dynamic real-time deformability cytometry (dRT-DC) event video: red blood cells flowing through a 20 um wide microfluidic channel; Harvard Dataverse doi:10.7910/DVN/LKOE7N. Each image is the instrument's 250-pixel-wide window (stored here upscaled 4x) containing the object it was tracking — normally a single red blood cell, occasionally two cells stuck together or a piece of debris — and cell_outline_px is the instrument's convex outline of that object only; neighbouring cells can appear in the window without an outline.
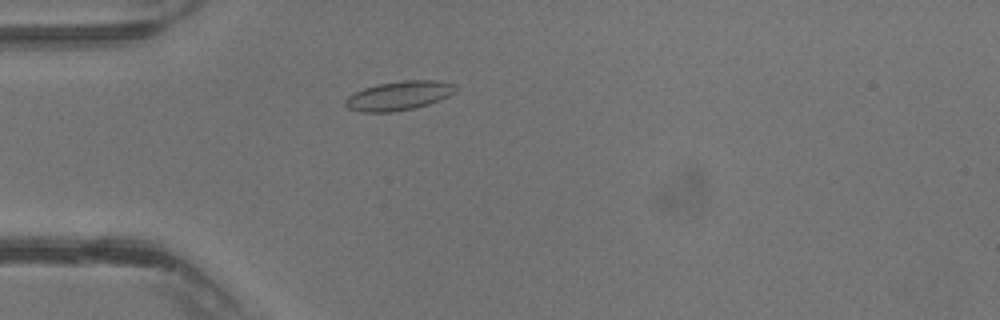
{"species": "common noctule bat (a hibernating species)", "species_latin": "Nyctalus noctula", "temperature_condition": "warm", "stored_images_in_passage": 36, "camera_frame_rate_fps": 3000, "um_per_image_px": 0.085, "animal": {"sex": "male", "body_mass_g": 13.3}, "frame": {"image": 1, "passage_image": 8, "time_ms": 2.333, "image_size_px": [1000, 320], "cell_outline_px": [[456, 92], [440, 100], [428, 104], [412, 108], [392, 112], [360, 112], [348, 108], [344, 104], [344, 100], [348, 96], [364, 88], [376, 84], [404, 80], [436, 80], [456, 84]], "centroid_in_image_um": [33.91, 8.12], "position_along_channel_um": 51.1, "area_um2": 18.73}}
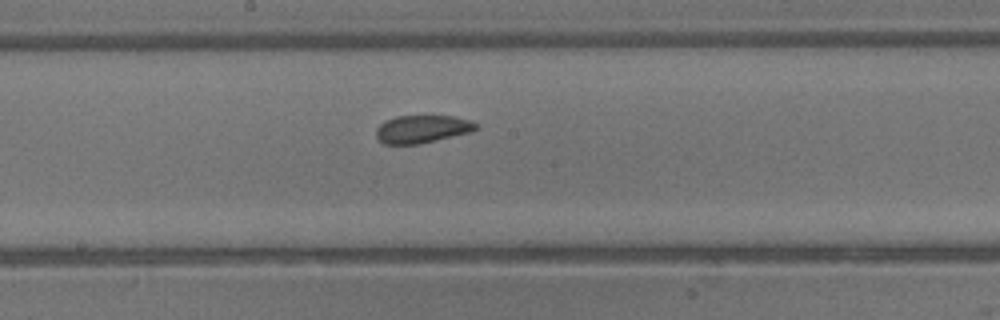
{"frame": {"image": 2, "passage_image": 18, "time_ms": 5.667, "image_size_px": [1000, 320], "cell_outline_px": [[480, 128], [472, 132], [420, 144], [384, 144], [376, 136], [376, 128], [384, 120], [396, 116], [452, 116], [472, 120]], "centroid_in_image_um": [35.9, 10.97], "position_along_channel_um": 212.3, "area_um2": 16.36}}
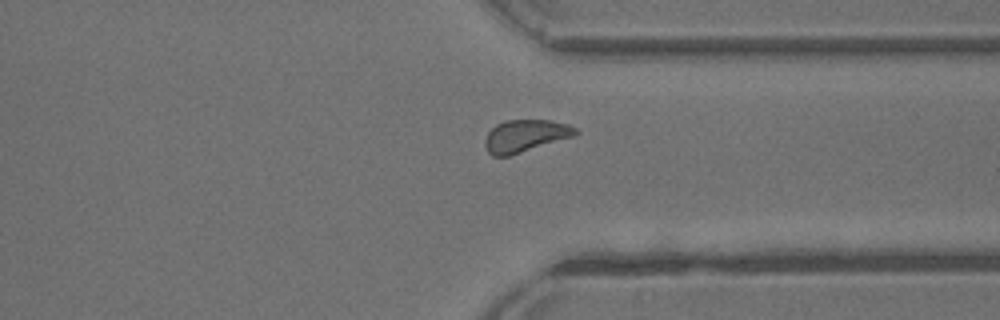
{"frame": {"image": 3, "passage_image": 27, "time_ms": 8.667, "image_size_px": [1000, 320], "cell_outline_px": [[580, 132], [576, 136], [508, 156], [492, 156], [488, 152], [484, 144], [484, 140], [488, 132], [496, 124], [504, 120], [552, 120], [568, 124], [576, 128]], "centroid_in_image_um": [44.67, 11.54], "position_along_channel_um": 366.7, "area_um2": 17.22}}